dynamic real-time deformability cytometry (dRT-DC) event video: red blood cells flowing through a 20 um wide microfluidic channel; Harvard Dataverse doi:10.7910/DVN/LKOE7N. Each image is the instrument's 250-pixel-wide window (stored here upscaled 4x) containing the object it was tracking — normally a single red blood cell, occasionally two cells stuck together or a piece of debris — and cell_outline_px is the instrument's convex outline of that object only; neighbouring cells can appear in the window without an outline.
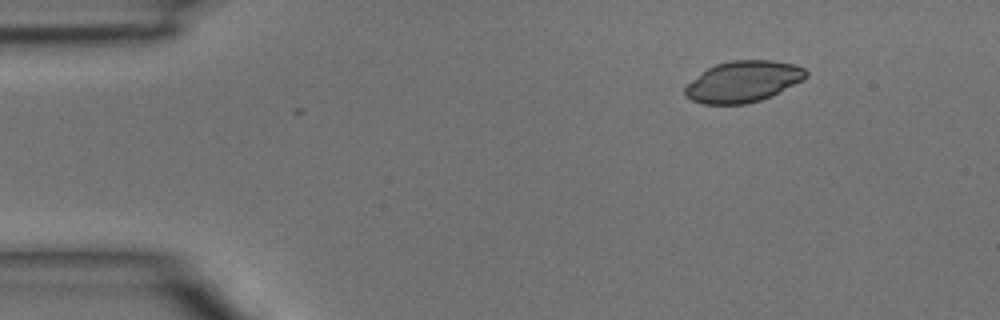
{"species": "common noctule bat (a hibernating species)", "species_latin": "Nyctalus noctula", "temperature_condition": "room temperature", "stored_images_in_passage": 3, "camera_frame_rate_fps": 3000, "um_per_image_px": 0.085, "animal": {"sex": "male", "body_mass_g": 15.6}, "frame": {"image": 1, "passage_image": 1, "time_ms": 0.0, "image_size_px": [1000, 320], "cell_outline_px": [[808, 76], [804, 80], [772, 96], [760, 100], [744, 104], [704, 104], [692, 100], [684, 96], [684, 88], [700, 72], [716, 64], [732, 60], [772, 60], [792, 64], [804, 68], [808, 72]], "centroid_in_image_um": [63.17, 6.93], "position_along_channel_um": 21.8, "area_um2": 29.13}}